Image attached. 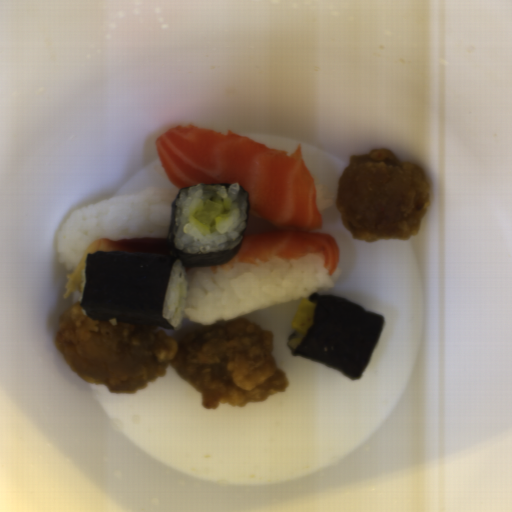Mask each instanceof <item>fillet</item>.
Returning <instances> with one entry per match:
<instances>
[{
    "label": "fillet",
    "mask_w": 512,
    "mask_h": 512,
    "mask_svg": "<svg viewBox=\"0 0 512 512\" xmlns=\"http://www.w3.org/2000/svg\"><path fill=\"white\" fill-rule=\"evenodd\" d=\"M155 148L179 190L197 184H238L247 192L244 240L219 272L235 266H280L310 255L334 274L340 264L337 239L320 232L314 176L299 143L287 153L233 131L174 125L157 136Z\"/></svg>",
    "instance_id": "25842a12"
},
{
    "label": "fillet",
    "mask_w": 512,
    "mask_h": 512,
    "mask_svg": "<svg viewBox=\"0 0 512 512\" xmlns=\"http://www.w3.org/2000/svg\"><path fill=\"white\" fill-rule=\"evenodd\" d=\"M166 237H132L92 239L81 259L68 275L64 299L82 292L86 257L91 252H115L135 256H160L164 253Z\"/></svg>",
    "instance_id": "e2c912f1"
}]
</instances>
